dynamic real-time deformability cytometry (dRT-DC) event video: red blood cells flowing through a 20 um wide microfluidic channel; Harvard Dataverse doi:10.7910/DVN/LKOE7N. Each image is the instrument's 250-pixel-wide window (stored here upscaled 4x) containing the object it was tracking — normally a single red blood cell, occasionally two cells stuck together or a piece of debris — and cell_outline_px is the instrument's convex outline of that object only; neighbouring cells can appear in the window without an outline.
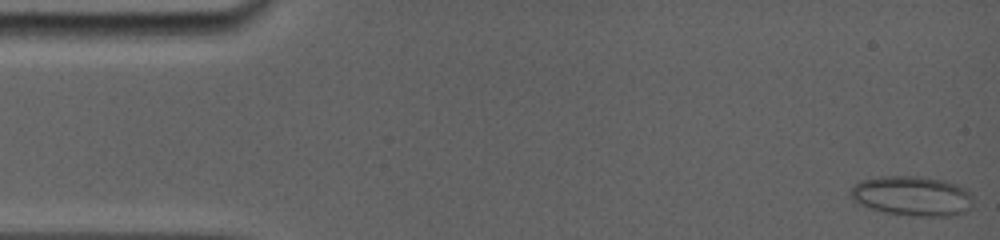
{"species": "common noctule bat (a hibernating species)", "species_latin": "Nyctalus noctula", "temperature_condition": "room temperature", "stored_images_in_passage": 7, "camera_frame_rate_fps": 5000, "um_per_image_px": 0.085, "animal": {"sex": "female", "body_mass_g": 19.0, "forearm_length_mm": 56.7}, "frame": {"image": 1, "passage_image": 1, "time_ms": 0.0, "image_size_px": [1000, 240], "cell_outline_px": [[972, 204], [964, 212], [952, 216], [916, 216], [884, 212], [868, 208], [852, 200], [848, 192], [860, 180], [880, 176], [920, 176], [944, 180], [956, 184], [964, 188], [972, 196]], "centroid_in_image_um": [77.5, 16.65], "position_along_channel_um": 7.5, "area_um2": 28.55}}
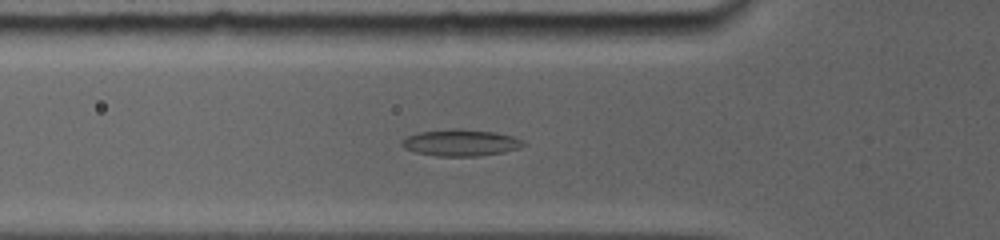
{"frame": {"image": 2, "passage_image": 7, "time_ms": 5.2, "image_size_px": [1000, 240], "cell_outline_px": [[528, 144], [520, 148], [504, 152], [480, 156], [436, 156], [416, 152], [404, 148], [400, 144], [400, 140], [408, 136], [420, 132], [452, 128], [460, 128], [496, 132], [512, 136], [524, 140]], "centroid_in_image_um": [39.19, 12.12], "position_along_channel_um": 86.6, "area_um2": 19.13}}